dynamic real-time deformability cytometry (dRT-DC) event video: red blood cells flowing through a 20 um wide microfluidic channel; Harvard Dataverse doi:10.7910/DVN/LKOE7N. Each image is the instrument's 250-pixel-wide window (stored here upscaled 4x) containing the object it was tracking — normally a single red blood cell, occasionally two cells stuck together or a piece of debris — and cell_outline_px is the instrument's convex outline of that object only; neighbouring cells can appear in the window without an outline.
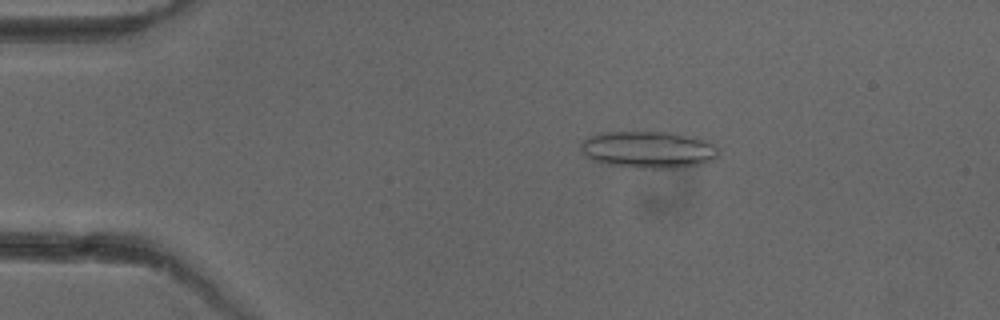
{"species": "common noctule bat (a hibernating species)", "species_latin": "Nyctalus noctula", "temperature_condition": "cold", "stored_images_in_passage": 40, "camera_frame_rate_fps": 3000, "um_per_image_px": 0.085, "animal": {"sex": "female"}, "frame": {"image": 1, "passage_image": 10, "time_ms": 3.0, "image_size_px": [1000, 320], "cell_outline_px": [[720, 156], [704, 164], [680, 168], [640, 168], [600, 164], [592, 160], [580, 148], [580, 140], [588, 136], [600, 132], [676, 132], [696, 136], [712, 144], [716, 148]], "centroid_in_image_um": [55.11, 12.72], "position_along_channel_um": 29.9, "area_um2": 30.29}}
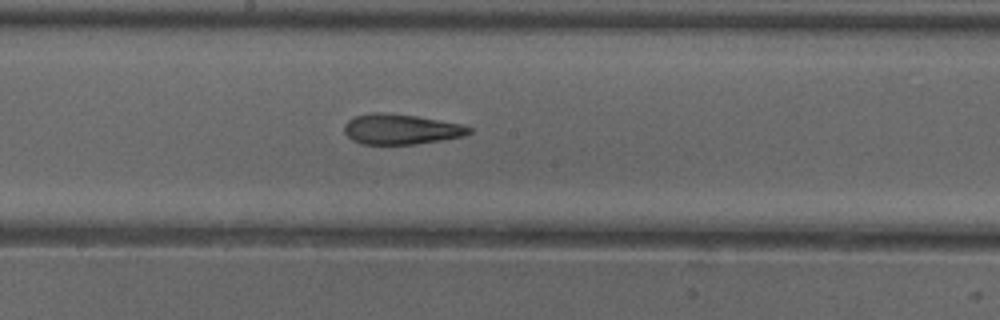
{"frame": {"image": 2, "passage_image": 28, "time_ms": 9.0, "image_size_px": [1000, 320], "cell_outline_px": [[472, 132], [464, 136], [416, 144], [360, 144], [352, 140], [344, 132], [344, 124], [348, 120], [356, 116], [372, 112], [388, 112], [416, 116], [464, 124], [472, 128]], "centroid_in_image_um": [34.08, 10.97], "position_along_channel_um": 214.1, "area_um2": 22.2}}
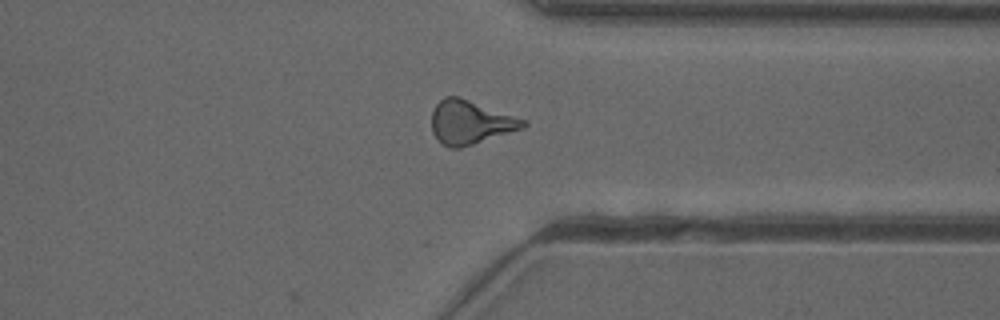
{"frame": {"image": 3, "passage_image": 40, "time_ms": 13.0, "image_size_px": [1000, 320], "cell_outline_px": [[528, 124], [520, 128], [460, 148], [448, 148], [432, 132], [432, 112], [436, 104], [444, 96], [460, 96], [528, 120]], "centroid_in_image_um": [39.96, 10.36], "position_along_channel_um": 371.4, "area_um2": 23.06}, "authors_computed_cell_mechanics": {"area_um2": 23.4957, "velocity_mm_per_s": 3.9754, "shape_relaxation_time_tau1_ms": null, "shape_relaxation_time_tau2_ms": 3.7088, "deformation_change_tau1": null, "deformation_change_tau2": 0.1425}}